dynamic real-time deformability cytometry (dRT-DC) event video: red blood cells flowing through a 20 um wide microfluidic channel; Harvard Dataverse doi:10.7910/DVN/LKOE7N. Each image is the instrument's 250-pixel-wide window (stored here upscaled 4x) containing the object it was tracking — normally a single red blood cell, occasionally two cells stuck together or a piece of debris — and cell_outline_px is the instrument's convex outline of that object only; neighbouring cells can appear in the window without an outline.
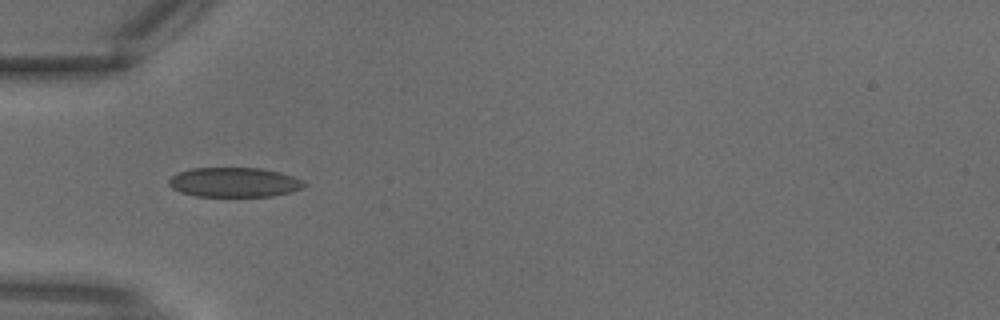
{"species": "common noctule bat (a hibernating species)", "species_latin": "Nyctalus noctula", "temperature_condition": "warm", "stored_images_in_passage": 3, "camera_frame_rate_fps": 3000, "um_per_image_px": 0.085, "animal": {"sex": "male", "body_mass_g": 18.8}, "frame": {"image": 1, "passage_image": 3, "time_ms": 0.667, "image_size_px": [1000, 320], "cell_outline_px": [[308, 184], [304, 188], [272, 196], [196, 196], [180, 192], [172, 188], [168, 184], [168, 180], [172, 176], [180, 172], [192, 168], [260, 168], [280, 172], [304, 180]], "centroid_in_image_um": [19.93, 15.49], "position_along_channel_um": 65.1, "area_um2": 23.35}}